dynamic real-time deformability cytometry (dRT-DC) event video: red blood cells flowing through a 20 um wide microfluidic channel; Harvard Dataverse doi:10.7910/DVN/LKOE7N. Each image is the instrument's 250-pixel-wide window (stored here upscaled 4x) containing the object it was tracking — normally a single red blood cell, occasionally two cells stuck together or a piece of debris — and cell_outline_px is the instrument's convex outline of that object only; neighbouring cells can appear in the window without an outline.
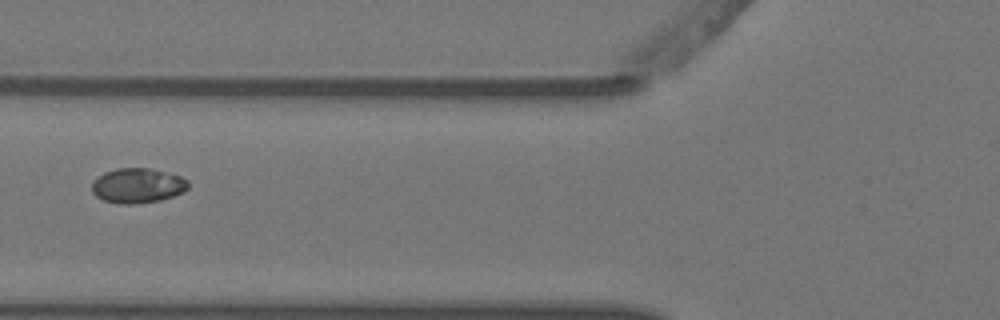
{"species": "Egyptian fruit bat (a non-hibernating species)", "species_latin": "Rousettus aegyptiacus", "temperature_condition": "warm", "stored_images_in_passage": 2, "camera_frame_rate_fps": 3000, "um_per_image_px": 0.085, "animal": {"sex": "female"}, "frame": {"image": 1, "passage_image": 2, "time_ms": 0.333, "image_size_px": [1000, 320], "cell_outline_px": [[188, 188], [184, 192], [160, 200], [132, 204], [120, 204], [104, 200], [96, 196], [92, 192], [92, 180], [104, 172], [116, 168], [152, 168], [180, 176], [188, 180]], "centroid_in_image_um": [11.68, 15.76], "position_along_channel_um": 114.1, "area_um2": 19.65}}